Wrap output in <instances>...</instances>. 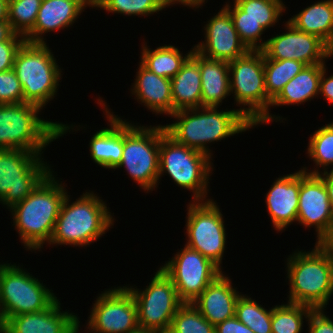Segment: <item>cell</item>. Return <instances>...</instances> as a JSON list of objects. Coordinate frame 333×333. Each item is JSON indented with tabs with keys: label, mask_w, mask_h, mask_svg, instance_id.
<instances>
[{
	"label": "cell",
	"mask_w": 333,
	"mask_h": 333,
	"mask_svg": "<svg viewBox=\"0 0 333 333\" xmlns=\"http://www.w3.org/2000/svg\"><path fill=\"white\" fill-rule=\"evenodd\" d=\"M235 317L255 333H272V308L265 309L246 294L238 298Z\"/></svg>",
	"instance_id": "cell-32"
},
{
	"label": "cell",
	"mask_w": 333,
	"mask_h": 333,
	"mask_svg": "<svg viewBox=\"0 0 333 333\" xmlns=\"http://www.w3.org/2000/svg\"><path fill=\"white\" fill-rule=\"evenodd\" d=\"M167 333H215V326L192 303H183L175 313Z\"/></svg>",
	"instance_id": "cell-34"
},
{
	"label": "cell",
	"mask_w": 333,
	"mask_h": 333,
	"mask_svg": "<svg viewBox=\"0 0 333 333\" xmlns=\"http://www.w3.org/2000/svg\"><path fill=\"white\" fill-rule=\"evenodd\" d=\"M131 333H160V332L153 331V330H148V329L138 328L137 330H135V331H133Z\"/></svg>",
	"instance_id": "cell-48"
},
{
	"label": "cell",
	"mask_w": 333,
	"mask_h": 333,
	"mask_svg": "<svg viewBox=\"0 0 333 333\" xmlns=\"http://www.w3.org/2000/svg\"><path fill=\"white\" fill-rule=\"evenodd\" d=\"M297 222L307 229L316 228V243L333 241V207L323 180L317 174L300 170Z\"/></svg>",
	"instance_id": "cell-16"
},
{
	"label": "cell",
	"mask_w": 333,
	"mask_h": 333,
	"mask_svg": "<svg viewBox=\"0 0 333 333\" xmlns=\"http://www.w3.org/2000/svg\"><path fill=\"white\" fill-rule=\"evenodd\" d=\"M313 169L314 170H308L306 167H302L304 172H307L308 174H317L323 180L328 192L330 203L333 207V169L324 172H320L319 169H315V167Z\"/></svg>",
	"instance_id": "cell-44"
},
{
	"label": "cell",
	"mask_w": 333,
	"mask_h": 333,
	"mask_svg": "<svg viewBox=\"0 0 333 333\" xmlns=\"http://www.w3.org/2000/svg\"><path fill=\"white\" fill-rule=\"evenodd\" d=\"M205 1L207 0H159L160 5L162 9H165L166 7L172 6L173 4H182L183 6H188L190 8H201L203 3L205 4Z\"/></svg>",
	"instance_id": "cell-45"
},
{
	"label": "cell",
	"mask_w": 333,
	"mask_h": 333,
	"mask_svg": "<svg viewBox=\"0 0 333 333\" xmlns=\"http://www.w3.org/2000/svg\"><path fill=\"white\" fill-rule=\"evenodd\" d=\"M134 125L124 120L122 160L115 168H125L131 179L143 191H153L159 185L160 125Z\"/></svg>",
	"instance_id": "cell-10"
},
{
	"label": "cell",
	"mask_w": 333,
	"mask_h": 333,
	"mask_svg": "<svg viewBox=\"0 0 333 333\" xmlns=\"http://www.w3.org/2000/svg\"><path fill=\"white\" fill-rule=\"evenodd\" d=\"M205 40L194 46L202 56L230 62L245 55L249 49L239 38L229 11L222 9L204 26Z\"/></svg>",
	"instance_id": "cell-18"
},
{
	"label": "cell",
	"mask_w": 333,
	"mask_h": 333,
	"mask_svg": "<svg viewBox=\"0 0 333 333\" xmlns=\"http://www.w3.org/2000/svg\"><path fill=\"white\" fill-rule=\"evenodd\" d=\"M15 32L8 20L0 21V42L8 41Z\"/></svg>",
	"instance_id": "cell-46"
},
{
	"label": "cell",
	"mask_w": 333,
	"mask_h": 333,
	"mask_svg": "<svg viewBox=\"0 0 333 333\" xmlns=\"http://www.w3.org/2000/svg\"><path fill=\"white\" fill-rule=\"evenodd\" d=\"M326 67L322 70L319 82V95L333 105V74L326 76Z\"/></svg>",
	"instance_id": "cell-43"
},
{
	"label": "cell",
	"mask_w": 333,
	"mask_h": 333,
	"mask_svg": "<svg viewBox=\"0 0 333 333\" xmlns=\"http://www.w3.org/2000/svg\"><path fill=\"white\" fill-rule=\"evenodd\" d=\"M307 154L316 168H324L321 172L327 171L329 165L333 166V122L322 126L311 135Z\"/></svg>",
	"instance_id": "cell-36"
},
{
	"label": "cell",
	"mask_w": 333,
	"mask_h": 333,
	"mask_svg": "<svg viewBox=\"0 0 333 333\" xmlns=\"http://www.w3.org/2000/svg\"><path fill=\"white\" fill-rule=\"evenodd\" d=\"M56 299L47 309L9 317L1 326L2 333H69L79 322L75 313L61 311ZM75 314V315H74Z\"/></svg>",
	"instance_id": "cell-19"
},
{
	"label": "cell",
	"mask_w": 333,
	"mask_h": 333,
	"mask_svg": "<svg viewBox=\"0 0 333 333\" xmlns=\"http://www.w3.org/2000/svg\"><path fill=\"white\" fill-rule=\"evenodd\" d=\"M80 321L69 331V333H80L79 327H80Z\"/></svg>",
	"instance_id": "cell-49"
},
{
	"label": "cell",
	"mask_w": 333,
	"mask_h": 333,
	"mask_svg": "<svg viewBox=\"0 0 333 333\" xmlns=\"http://www.w3.org/2000/svg\"><path fill=\"white\" fill-rule=\"evenodd\" d=\"M42 108L33 103L0 104V150L20 149L41 155L49 143L74 125L41 119Z\"/></svg>",
	"instance_id": "cell-5"
},
{
	"label": "cell",
	"mask_w": 333,
	"mask_h": 333,
	"mask_svg": "<svg viewBox=\"0 0 333 333\" xmlns=\"http://www.w3.org/2000/svg\"><path fill=\"white\" fill-rule=\"evenodd\" d=\"M300 191V170L278 177L266 193V206L276 231L297 222Z\"/></svg>",
	"instance_id": "cell-21"
},
{
	"label": "cell",
	"mask_w": 333,
	"mask_h": 333,
	"mask_svg": "<svg viewBox=\"0 0 333 333\" xmlns=\"http://www.w3.org/2000/svg\"><path fill=\"white\" fill-rule=\"evenodd\" d=\"M219 205L209 201H190L186 217V246L197 250L222 269L226 248V228Z\"/></svg>",
	"instance_id": "cell-12"
},
{
	"label": "cell",
	"mask_w": 333,
	"mask_h": 333,
	"mask_svg": "<svg viewBox=\"0 0 333 333\" xmlns=\"http://www.w3.org/2000/svg\"><path fill=\"white\" fill-rule=\"evenodd\" d=\"M228 64L230 93L234 94L232 96L236 105L240 106V113L255 127L259 124L280 121L282 117L269 112L272 100L266 93L262 51L249 50Z\"/></svg>",
	"instance_id": "cell-6"
},
{
	"label": "cell",
	"mask_w": 333,
	"mask_h": 333,
	"mask_svg": "<svg viewBox=\"0 0 333 333\" xmlns=\"http://www.w3.org/2000/svg\"><path fill=\"white\" fill-rule=\"evenodd\" d=\"M211 160L208 155L177 143L160 125L159 179L168 173L175 184L193 193V202L212 200L206 198L214 167Z\"/></svg>",
	"instance_id": "cell-8"
},
{
	"label": "cell",
	"mask_w": 333,
	"mask_h": 333,
	"mask_svg": "<svg viewBox=\"0 0 333 333\" xmlns=\"http://www.w3.org/2000/svg\"><path fill=\"white\" fill-rule=\"evenodd\" d=\"M13 70L23 90V102L42 109L54 99L62 70L48 45L24 41L18 49Z\"/></svg>",
	"instance_id": "cell-7"
},
{
	"label": "cell",
	"mask_w": 333,
	"mask_h": 333,
	"mask_svg": "<svg viewBox=\"0 0 333 333\" xmlns=\"http://www.w3.org/2000/svg\"><path fill=\"white\" fill-rule=\"evenodd\" d=\"M25 38L14 34L8 41L0 42V72L13 69L15 55Z\"/></svg>",
	"instance_id": "cell-40"
},
{
	"label": "cell",
	"mask_w": 333,
	"mask_h": 333,
	"mask_svg": "<svg viewBox=\"0 0 333 333\" xmlns=\"http://www.w3.org/2000/svg\"><path fill=\"white\" fill-rule=\"evenodd\" d=\"M53 172L24 200L10 208L13 225L27 250L41 251L43 244L50 242L62 203L68 193L62 181L55 179Z\"/></svg>",
	"instance_id": "cell-2"
},
{
	"label": "cell",
	"mask_w": 333,
	"mask_h": 333,
	"mask_svg": "<svg viewBox=\"0 0 333 333\" xmlns=\"http://www.w3.org/2000/svg\"><path fill=\"white\" fill-rule=\"evenodd\" d=\"M286 33H279L266 40L261 49L264 58L295 60L305 65L325 64L333 51L317 36L295 29L286 21Z\"/></svg>",
	"instance_id": "cell-17"
},
{
	"label": "cell",
	"mask_w": 333,
	"mask_h": 333,
	"mask_svg": "<svg viewBox=\"0 0 333 333\" xmlns=\"http://www.w3.org/2000/svg\"><path fill=\"white\" fill-rule=\"evenodd\" d=\"M191 56L198 62L201 73V107L219 108L222 101L231 95L228 62L208 59L195 50Z\"/></svg>",
	"instance_id": "cell-25"
},
{
	"label": "cell",
	"mask_w": 333,
	"mask_h": 333,
	"mask_svg": "<svg viewBox=\"0 0 333 333\" xmlns=\"http://www.w3.org/2000/svg\"><path fill=\"white\" fill-rule=\"evenodd\" d=\"M97 103L105 110L109 128H103L91 137L89 151L93 162L107 169H115L122 160L124 147V121L106 107L101 97ZM104 102V103H103ZM105 106V107H104Z\"/></svg>",
	"instance_id": "cell-23"
},
{
	"label": "cell",
	"mask_w": 333,
	"mask_h": 333,
	"mask_svg": "<svg viewBox=\"0 0 333 333\" xmlns=\"http://www.w3.org/2000/svg\"><path fill=\"white\" fill-rule=\"evenodd\" d=\"M20 265L0 264V326L20 314L47 309L56 299L55 294Z\"/></svg>",
	"instance_id": "cell-9"
},
{
	"label": "cell",
	"mask_w": 333,
	"mask_h": 333,
	"mask_svg": "<svg viewBox=\"0 0 333 333\" xmlns=\"http://www.w3.org/2000/svg\"><path fill=\"white\" fill-rule=\"evenodd\" d=\"M99 295L87 320V333H131L139 328L137 305L125 286L108 289Z\"/></svg>",
	"instance_id": "cell-15"
},
{
	"label": "cell",
	"mask_w": 333,
	"mask_h": 333,
	"mask_svg": "<svg viewBox=\"0 0 333 333\" xmlns=\"http://www.w3.org/2000/svg\"><path fill=\"white\" fill-rule=\"evenodd\" d=\"M239 38L249 50H261L266 41L262 40L261 35L265 28L252 18H232Z\"/></svg>",
	"instance_id": "cell-38"
},
{
	"label": "cell",
	"mask_w": 333,
	"mask_h": 333,
	"mask_svg": "<svg viewBox=\"0 0 333 333\" xmlns=\"http://www.w3.org/2000/svg\"><path fill=\"white\" fill-rule=\"evenodd\" d=\"M23 103V90L13 69L0 72V104Z\"/></svg>",
	"instance_id": "cell-39"
},
{
	"label": "cell",
	"mask_w": 333,
	"mask_h": 333,
	"mask_svg": "<svg viewBox=\"0 0 333 333\" xmlns=\"http://www.w3.org/2000/svg\"><path fill=\"white\" fill-rule=\"evenodd\" d=\"M107 204L96 193L86 191L70 203L66 195L55 223L49 245L88 246L114 225Z\"/></svg>",
	"instance_id": "cell-4"
},
{
	"label": "cell",
	"mask_w": 333,
	"mask_h": 333,
	"mask_svg": "<svg viewBox=\"0 0 333 333\" xmlns=\"http://www.w3.org/2000/svg\"><path fill=\"white\" fill-rule=\"evenodd\" d=\"M217 109L218 107H199L178 110L170 116L176 121L164 125L166 133L177 143L212 157L208 144L255 127L239 109Z\"/></svg>",
	"instance_id": "cell-1"
},
{
	"label": "cell",
	"mask_w": 333,
	"mask_h": 333,
	"mask_svg": "<svg viewBox=\"0 0 333 333\" xmlns=\"http://www.w3.org/2000/svg\"><path fill=\"white\" fill-rule=\"evenodd\" d=\"M42 0H9L8 21L13 31L25 37L34 27Z\"/></svg>",
	"instance_id": "cell-35"
},
{
	"label": "cell",
	"mask_w": 333,
	"mask_h": 333,
	"mask_svg": "<svg viewBox=\"0 0 333 333\" xmlns=\"http://www.w3.org/2000/svg\"><path fill=\"white\" fill-rule=\"evenodd\" d=\"M93 7L127 16H150L162 9L159 0H95Z\"/></svg>",
	"instance_id": "cell-37"
},
{
	"label": "cell",
	"mask_w": 333,
	"mask_h": 333,
	"mask_svg": "<svg viewBox=\"0 0 333 333\" xmlns=\"http://www.w3.org/2000/svg\"><path fill=\"white\" fill-rule=\"evenodd\" d=\"M305 67L300 61L274 60L264 58L265 87L267 96L273 100L283 89Z\"/></svg>",
	"instance_id": "cell-31"
},
{
	"label": "cell",
	"mask_w": 333,
	"mask_h": 333,
	"mask_svg": "<svg viewBox=\"0 0 333 333\" xmlns=\"http://www.w3.org/2000/svg\"><path fill=\"white\" fill-rule=\"evenodd\" d=\"M93 8L90 0H42L33 29L24 37L32 43H45L43 35L70 27L84 9Z\"/></svg>",
	"instance_id": "cell-20"
},
{
	"label": "cell",
	"mask_w": 333,
	"mask_h": 333,
	"mask_svg": "<svg viewBox=\"0 0 333 333\" xmlns=\"http://www.w3.org/2000/svg\"><path fill=\"white\" fill-rule=\"evenodd\" d=\"M326 64L305 65V67L271 101V106L299 105L319 95V82Z\"/></svg>",
	"instance_id": "cell-28"
},
{
	"label": "cell",
	"mask_w": 333,
	"mask_h": 333,
	"mask_svg": "<svg viewBox=\"0 0 333 333\" xmlns=\"http://www.w3.org/2000/svg\"><path fill=\"white\" fill-rule=\"evenodd\" d=\"M134 80L130 91L137 101L157 115L173 114L171 79L156 75L139 62Z\"/></svg>",
	"instance_id": "cell-24"
},
{
	"label": "cell",
	"mask_w": 333,
	"mask_h": 333,
	"mask_svg": "<svg viewBox=\"0 0 333 333\" xmlns=\"http://www.w3.org/2000/svg\"><path fill=\"white\" fill-rule=\"evenodd\" d=\"M201 73L198 62L190 56L171 79L173 113L201 107Z\"/></svg>",
	"instance_id": "cell-27"
},
{
	"label": "cell",
	"mask_w": 333,
	"mask_h": 333,
	"mask_svg": "<svg viewBox=\"0 0 333 333\" xmlns=\"http://www.w3.org/2000/svg\"><path fill=\"white\" fill-rule=\"evenodd\" d=\"M137 305L138 325L160 333H167L175 313L183 302L171 279L159 268L145 289L125 286Z\"/></svg>",
	"instance_id": "cell-13"
},
{
	"label": "cell",
	"mask_w": 333,
	"mask_h": 333,
	"mask_svg": "<svg viewBox=\"0 0 333 333\" xmlns=\"http://www.w3.org/2000/svg\"><path fill=\"white\" fill-rule=\"evenodd\" d=\"M314 247L287 258L288 302L320 309L326 308L333 296V245L316 243Z\"/></svg>",
	"instance_id": "cell-3"
},
{
	"label": "cell",
	"mask_w": 333,
	"mask_h": 333,
	"mask_svg": "<svg viewBox=\"0 0 333 333\" xmlns=\"http://www.w3.org/2000/svg\"><path fill=\"white\" fill-rule=\"evenodd\" d=\"M215 333H255L235 316L215 326Z\"/></svg>",
	"instance_id": "cell-42"
},
{
	"label": "cell",
	"mask_w": 333,
	"mask_h": 333,
	"mask_svg": "<svg viewBox=\"0 0 333 333\" xmlns=\"http://www.w3.org/2000/svg\"><path fill=\"white\" fill-rule=\"evenodd\" d=\"M324 313V308L311 310L307 319L309 333H333V320Z\"/></svg>",
	"instance_id": "cell-41"
},
{
	"label": "cell",
	"mask_w": 333,
	"mask_h": 333,
	"mask_svg": "<svg viewBox=\"0 0 333 333\" xmlns=\"http://www.w3.org/2000/svg\"><path fill=\"white\" fill-rule=\"evenodd\" d=\"M8 1L0 0V21L8 20Z\"/></svg>",
	"instance_id": "cell-47"
},
{
	"label": "cell",
	"mask_w": 333,
	"mask_h": 333,
	"mask_svg": "<svg viewBox=\"0 0 333 333\" xmlns=\"http://www.w3.org/2000/svg\"><path fill=\"white\" fill-rule=\"evenodd\" d=\"M233 4L225 2V8L232 18H252L266 30L279 22L285 4L282 0H233ZM228 3V4H227Z\"/></svg>",
	"instance_id": "cell-30"
},
{
	"label": "cell",
	"mask_w": 333,
	"mask_h": 333,
	"mask_svg": "<svg viewBox=\"0 0 333 333\" xmlns=\"http://www.w3.org/2000/svg\"><path fill=\"white\" fill-rule=\"evenodd\" d=\"M313 308L303 304L286 303L272 307V333H301L303 320Z\"/></svg>",
	"instance_id": "cell-33"
},
{
	"label": "cell",
	"mask_w": 333,
	"mask_h": 333,
	"mask_svg": "<svg viewBox=\"0 0 333 333\" xmlns=\"http://www.w3.org/2000/svg\"><path fill=\"white\" fill-rule=\"evenodd\" d=\"M160 268L173 282L183 303H192L210 283L224 273L211 260L186 245Z\"/></svg>",
	"instance_id": "cell-14"
},
{
	"label": "cell",
	"mask_w": 333,
	"mask_h": 333,
	"mask_svg": "<svg viewBox=\"0 0 333 333\" xmlns=\"http://www.w3.org/2000/svg\"><path fill=\"white\" fill-rule=\"evenodd\" d=\"M232 285L230 277L222 273L192 302L214 326L235 316L241 294Z\"/></svg>",
	"instance_id": "cell-22"
},
{
	"label": "cell",
	"mask_w": 333,
	"mask_h": 333,
	"mask_svg": "<svg viewBox=\"0 0 333 333\" xmlns=\"http://www.w3.org/2000/svg\"><path fill=\"white\" fill-rule=\"evenodd\" d=\"M41 156L27 150H0V203L7 209L24 200L52 171Z\"/></svg>",
	"instance_id": "cell-11"
},
{
	"label": "cell",
	"mask_w": 333,
	"mask_h": 333,
	"mask_svg": "<svg viewBox=\"0 0 333 333\" xmlns=\"http://www.w3.org/2000/svg\"><path fill=\"white\" fill-rule=\"evenodd\" d=\"M287 22L299 31L317 36L333 51V0L307 6Z\"/></svg>",
	"instance_id": "cell-26"
},
{
	"label": "cell",
	"mask_w": 333,
	"mask_h": 333,
	"mask_svg": "<svg viewBox=\"0 0 333 333\" xmlns=\"http://www.w3.org/2000/svg\"><path fill=\"white\" fill-rule=\"evenodd\" d=\"M147 44H142V51L140 55L141 64L149 71L155 73L160 77L172 79L180 70L182 65L191 56L192 50L188 51L185 56L178 47L174 45L159 46L154 50L148 48Z\"/></svg>",
	"instance_id": "cell-29"
}]
</instances>
